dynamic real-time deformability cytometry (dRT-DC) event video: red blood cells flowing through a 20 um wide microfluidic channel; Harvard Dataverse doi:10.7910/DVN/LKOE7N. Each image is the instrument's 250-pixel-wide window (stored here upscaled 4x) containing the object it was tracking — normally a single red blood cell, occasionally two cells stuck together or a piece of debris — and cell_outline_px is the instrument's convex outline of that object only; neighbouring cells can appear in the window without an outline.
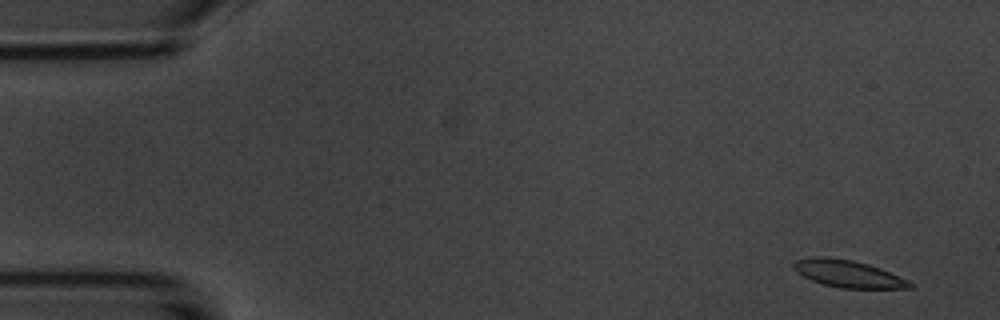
{"species": "common noctule bat (a hibernating species)", "species_latin": "Nyctalus noctula", "temperature_condition": "room temperature", "stored_images_in_passage": 4, "camera_frame_rate_fps": 3000, "um_per_image_px": 0.085, "animal": {"sex": "male", "body_mass_g": 20.1, "forearm_length_mm": 53.5}, "frame": {"image": 1, "passage_image": 1, "time_ms": 0.0, "image_size_px": [1000, 320], "cell_outline_px": [[912, 288], [840, 288], [824, 284], [812, 280], [796, 272], [792, 268], [792, 264], [796, 260], [812, 256], [828, 256], [852, 260], [868, 264], [880, 268], [908, 280], [912, 284]], "centroid_in_image_um": [72.04, 23.25], "position_along_channel_um": 13.0, "area_um2": 18.38}}